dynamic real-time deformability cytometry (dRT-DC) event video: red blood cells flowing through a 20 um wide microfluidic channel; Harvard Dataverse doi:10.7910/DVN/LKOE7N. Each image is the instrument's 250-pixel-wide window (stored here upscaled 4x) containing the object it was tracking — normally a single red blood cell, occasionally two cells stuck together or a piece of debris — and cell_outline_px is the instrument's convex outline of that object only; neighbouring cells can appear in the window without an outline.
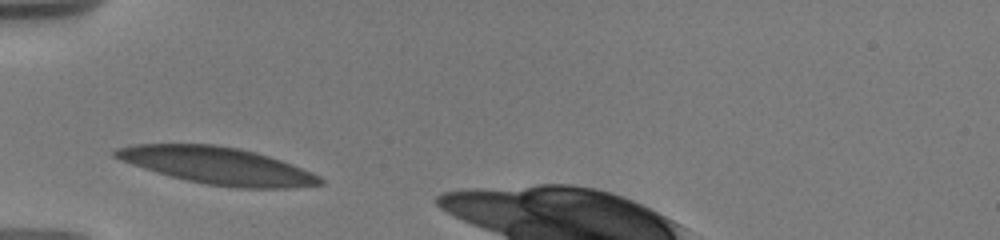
{"species": "human", "species_latin": "Homo sapiens", "temperature_condition": "warm", "stored_images_in_passage": 51, "camera_frame_rate_fps": 3000, "um_per_image_px": 0.085, "donor": {"sex": "male"}, "frame": {"image": 1, "passage_image": 1, "time_ms": 0.0, "image_size_px": [1000, 240], "cell_outline_px": [[324, 184], [292, 188], [236, 188], [208, 184], [188, 180], [156, 172], [120, 160], [112, 156], [112, 152], [116, 148], [132, 144], [212, 144], [240, 148], [256, 152], [292, 164], [312, 172], [320, 176], [324, 180]], "centroid_in_image_um": [18.5, 14.08], "position_along_channel_um": 66.5, "area_um2": 44.1}}
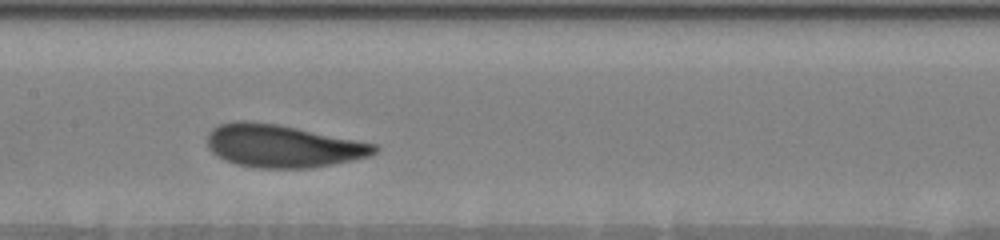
{"frame": {"image": 2, "passage_image": 17, "time_ms": 3.333, "image_size_px": [1000, 240], "cell_outline_px": [[380, 148], [372, 156], [332, 164], [308, 168], [256, 168], [236, 164], [224, 160], [216, 156], [208, 148], [208, 132], [212, 128], [220, 124], [232, 120], [248, 120], [276, 124], [376, 144]], "centroid_in_image_um": [23.98, 12.41], "position_along_channel_um": 183.4, "area_um2": 41.67}}
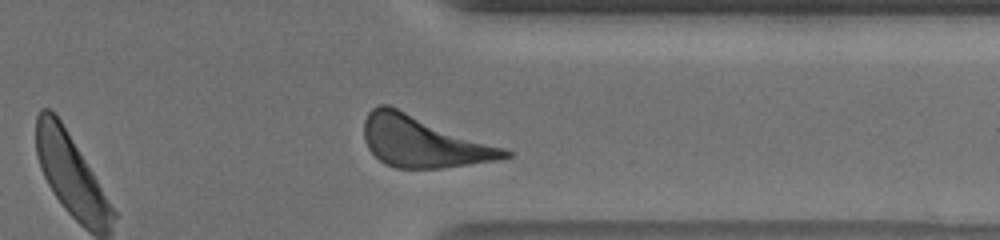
{"frame": {"image": 3, "passage_image": 45, "time_ms": 8.667, "image_size_px": [1000, 240], "cell_outline_px": [[512, 156], [500, 160], [440, 168], [396, 168], [384, 164], [368, 148], [364, 140], [364, 120], [368, 112], [372, 108], [380, 104], [388, 104], [504, 148], [512, 152]], "centroid_in_image_um": [35.95, 12.03], "position_along_channel_um": 375.5, "area_um2": 41.85}, "authors_computed_cell_mechanics": {"area_um2": 41.5582, "velocity_mm_per_s": 3.6127, "shape_relaxation_time_tau1_ms": 2.9734, "shape_relaxation_time_tau2_ms": 2.8249, "deformation_change_tau1": 0.1385, "deformation_change_tau2": 0.1036}}